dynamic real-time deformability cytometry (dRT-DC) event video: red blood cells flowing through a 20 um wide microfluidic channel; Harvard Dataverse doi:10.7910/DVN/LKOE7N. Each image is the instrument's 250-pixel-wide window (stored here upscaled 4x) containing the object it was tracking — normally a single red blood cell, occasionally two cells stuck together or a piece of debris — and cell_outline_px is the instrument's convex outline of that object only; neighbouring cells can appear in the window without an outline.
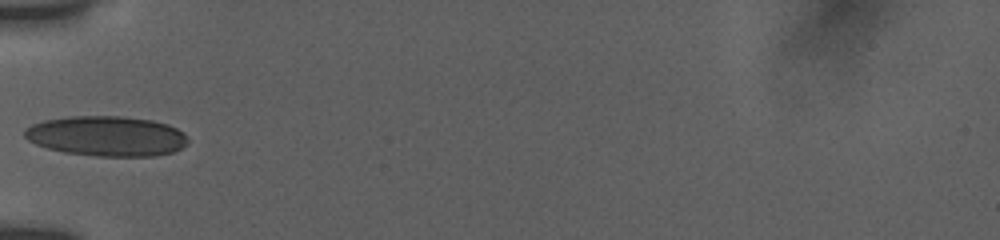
{"species": "human", "species_latin": "Homo sapiens", "temperature_condition": "room temperature", "stored_images_in_passage": 4, "camera_frame_rate_fps": 3000, "um_per_image_px": 0.085, "donor": {"sex": "female"}, "frame": {"image": 1, "passage_image": 3, "time_ms": 2.0, "image_size_px": [1000, 240], "cell_outline_px": [[188, 144], [172, 152], [156, 156], [96, 156], [64, 152], [48, 148], [36, 144], [28, 140], [24, 136], [24, 128], [32, 124], [44, 120], [68, 116], [124, 116], [152, 120], [168, 124], [184, 132], [188, 136]], "centroid_in_image_um": [9.08, 11.56], "position_along_channel_um": 75.9, "area_um2": 38.44}}
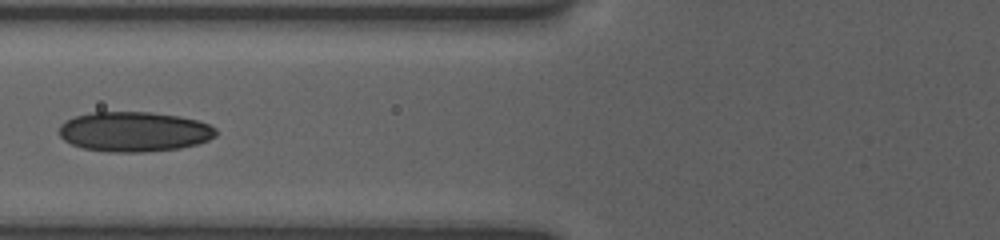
{"frame": {"image": 2, "passage_image": 4, "time_ms": 3.0, "image_size_px": [1000, 240], "cell_outline_px": [[216, 136], [208, 140], [196, 144], [180, 148], [144, 152], [108, 152], [84, 148], [72, 144], [64, 140], [60, 136], [60, 124], [72, 116], [92, 112], [152, 112], [180, 116], [196, 120], [208, 124], [216, 128]], "centroid_in_image_um": [11.39, 11.19], "position_along_channel_um": 114.4, "area_um2": 36.59}}